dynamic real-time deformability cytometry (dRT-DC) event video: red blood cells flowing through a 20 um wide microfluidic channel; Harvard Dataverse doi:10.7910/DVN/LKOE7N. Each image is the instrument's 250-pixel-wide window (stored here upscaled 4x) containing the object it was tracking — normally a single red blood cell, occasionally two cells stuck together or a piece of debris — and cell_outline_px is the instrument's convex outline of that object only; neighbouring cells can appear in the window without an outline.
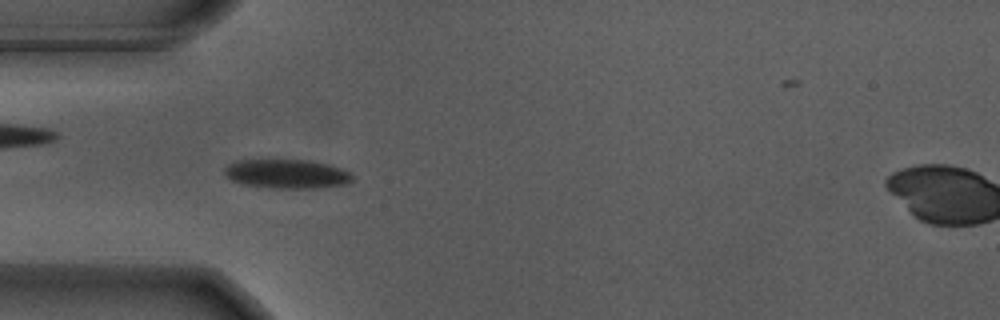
{"species": "Egyptian fruit bat (a non-hibernating species)", "species_latin": "Rousettus aegyptiacus", "temperature_condition": "warm", "stored_images_in_passage": 56, "camera_frame_rate_fps": 3000, "um_per_image_px": 0.085, "animal": {"sex": "male"}, "frame": {"image": 1, "passage_image": 16, "time_ms": 5.0, "image_size_px": [1000, 320], "cell_outline_px": [[352, 180], [344, 184], [316, 188], [276, 188], [244, 184], [232, 180], [224, 176], [224, 168], [228, 164], [236, 160], [268, 156], [312, 160], [328, 164], [340, 168], [348, 172], [352, 176]], "centroid_in_image_um": [24.28, 14.71], "position_along_channel_um": 60.7, "area_um2": 22.66}}
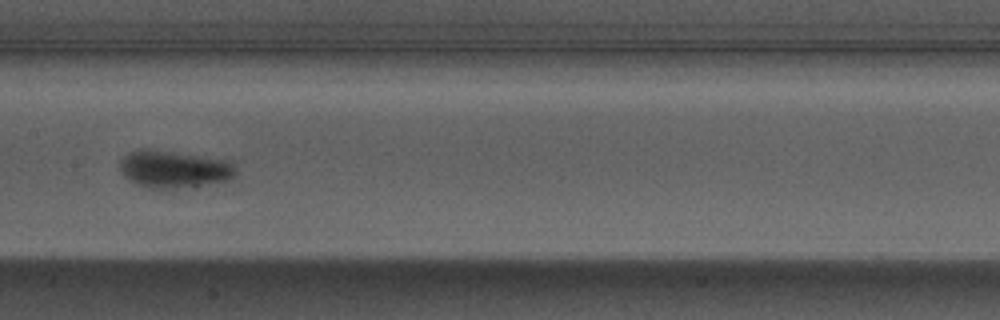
{"frame": {"image": 2, "passage_image": 27, "time_ms": 8.667, "image_size_px": [1000, 320], "cell_outline_px": [[236, 176], [228, 180], [196, 188], [148, 188], [136, 184], [124, 176], [120, 172], [120, 156], [128, 152], [140, 148], [148, 148], [232, 160], [236, 168]], "centroid_in_image_um": [14.81, 14.37], "position_along_channel_um": 192.6, "area_um2": 26.13}}
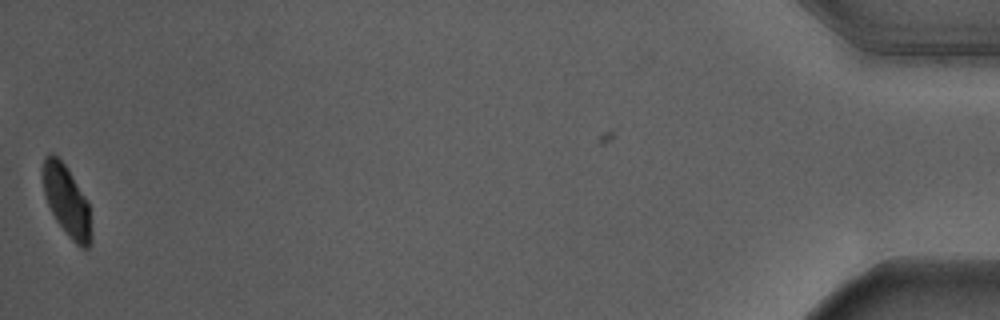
{"frame": {"image": 3, "passage_image": 55, "time_ms": 18.0, "image_size_px": [1000, 320], "cell_outline_px": [[92, 240], [88, 248], [80, 248], [72, 240], [56, 220], [48, 204], [44, 192], [44, 156], [48, 152], [52, 152], [68, 168], [88, 200], [92, 232]], "centroid_in_image_um": [5.71, 17.1], "position_along_channel_um": 429.5, "area_um2": 19.88}, "authors_computed_cell_mechanics": {"area_um2": 22.0507, "velocity_mm_per_s": 3.6475, "shape_relaxation_time_tau1_ms": 3.5051, "shape_relaxation_time_tau2_ms": null, "deformation_change_tau1": 0.1493, "deformation_change_tau2": null}}